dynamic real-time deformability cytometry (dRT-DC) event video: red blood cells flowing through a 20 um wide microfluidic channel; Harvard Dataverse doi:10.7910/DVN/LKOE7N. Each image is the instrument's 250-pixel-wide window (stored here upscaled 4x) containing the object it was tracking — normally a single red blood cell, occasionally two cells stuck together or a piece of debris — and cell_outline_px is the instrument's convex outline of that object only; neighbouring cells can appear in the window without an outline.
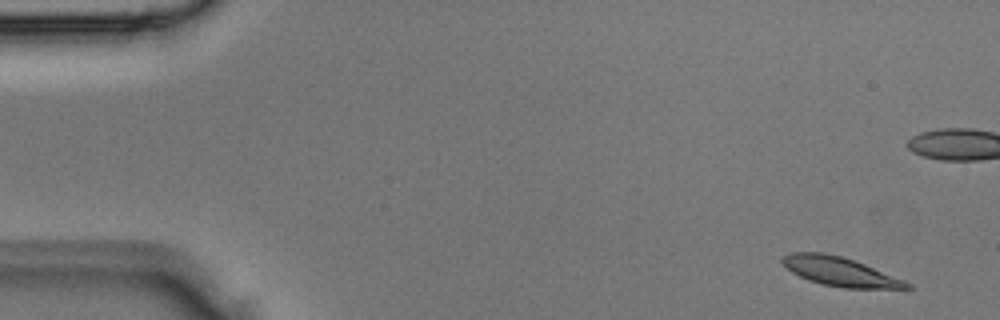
{"species": "Egyptian fruit bat (a non-hibernating species)", "species_latin": "Rousettus aegyptiacus", "temperature_condition": "room temperature", "stored_images_in_passage": 5, "camera_frame_rate_fps": 3000, "um_per_image_px": 0.085, "animal": {"sex": "male"}, "frame": {"image": 1, "passage_image": 1, "time_ms": 0.0, "image_size_px": [1000, 320], "cell_outline_px": [[912, 288], [844, 288], [824, 284], [808, 280], [792, 272], [780, 260], [784, 256], [792, 252], [824, 252], [840, 256], [864, 264], [904, 280], [912, 284]], "centroid_in_image_um": [71.39, 23.08], "position_along_channel_um": 13.6, "area_um2": 20.63}}
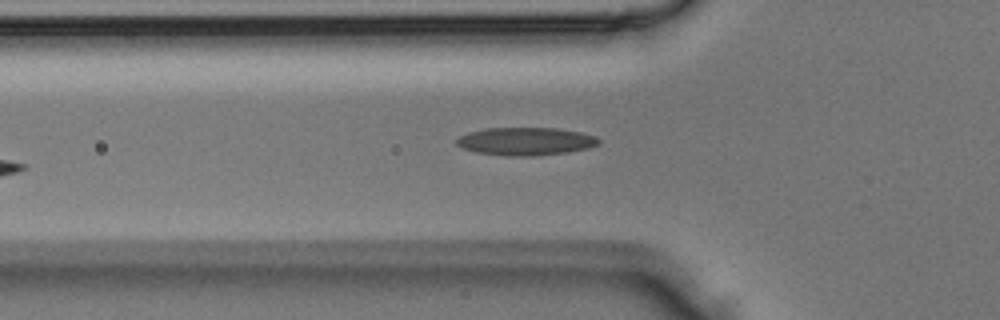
{"frame": {"image": 2, "passage_image": 5, "time_ms": 1.333, "image_size_px": [1000, 320], "cell_outline_px": [[600, 144], [588, 148], [568, 152], [532, 156], [508, 156], [476, 152], [464, 148], [456, 144], [456, 140], [460, 136], [468, 132], [488, 128], [556, 128], [580, 132], [596, 136], [600, 140]], "centroid_in_image_um": [44.71, 12.01], "position_along_channel_um": 81.1, "area_um2": 23.06}}